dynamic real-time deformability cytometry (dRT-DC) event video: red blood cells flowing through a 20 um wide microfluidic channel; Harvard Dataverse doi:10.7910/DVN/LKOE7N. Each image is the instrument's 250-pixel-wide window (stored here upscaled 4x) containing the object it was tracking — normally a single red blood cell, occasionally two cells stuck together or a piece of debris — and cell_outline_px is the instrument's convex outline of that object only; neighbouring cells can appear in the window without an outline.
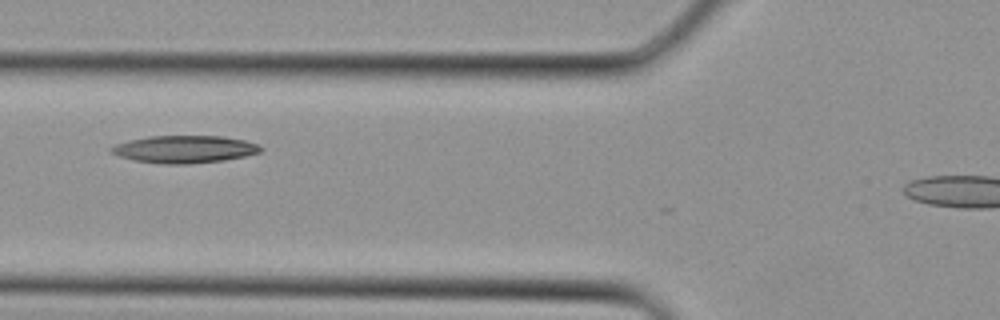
{"species": "Egyptian fruit bat (a non-hibernating species)", "species_latin": "Rousettus aegyptiacus", "temperature_condition": "cold", "stored_images_in_passage": 4, "camera_frame_rate_fps": 3000, "um_per_image_px": 0.085, "animal": {"sex": "female"}, "frame": {"image": 1, "passage_image": 3, "time_ms": 0.667, "image_size_px": [1000, 320], "cell_outline_px": [[264, 148], [260, 152], [244, 156], [224, 160], [188, 164], [164, 164], [136, 160], [120, 156], [112, 152], [108, 148], [116, 144], [148, 136], [220, 136], [244, 140], [260, 144]], "centroid_in_image_um": [15.73, 12.68], "position_along_channel_um": 110.1, "area_um2": 23.7}}